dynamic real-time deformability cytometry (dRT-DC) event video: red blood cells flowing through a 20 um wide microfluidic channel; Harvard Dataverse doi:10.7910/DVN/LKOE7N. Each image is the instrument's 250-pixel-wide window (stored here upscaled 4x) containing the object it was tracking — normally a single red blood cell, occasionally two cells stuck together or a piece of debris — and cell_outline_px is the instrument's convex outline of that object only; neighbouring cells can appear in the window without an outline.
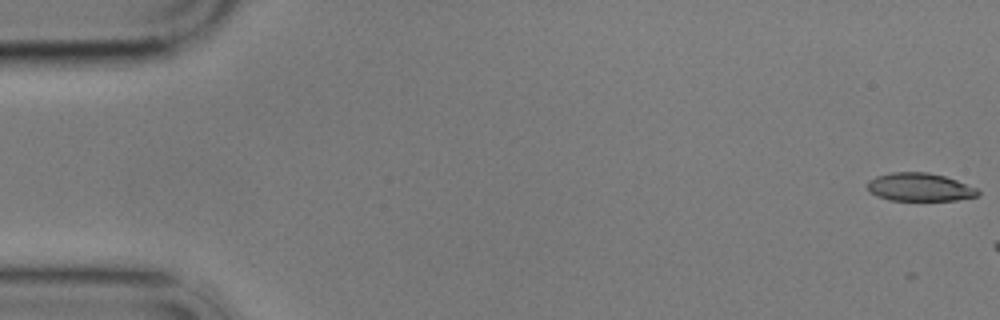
{"species": "common noctule bat (a hibernating species)", "species_latin": "Nyctalus noctula", "temperature_condition": "cold", "stored_images_in_passage": 5, "camera_frame_rate_fps": 3000, "um_per_image_px": 0.085, "animal": {"sex": "male", "body_mass_g": 17.9}, "frame": {"image": 1, "passage_image": 1, "time_ms": 0.0, "image_size_px": [1000, 320], "cell_outline_px": [[980, 192], [976, 196], [956, 200], [888, 200], [876, 196], [868, 188], [868, 180], [876, 176], [892, 172], [928, 172], [944, 176], [956, 180], [976, 188]], "centroid_in_image_um": [78.15, 15.9], "position_along_channel_um": 6.9, "area_um2": 17.98}}